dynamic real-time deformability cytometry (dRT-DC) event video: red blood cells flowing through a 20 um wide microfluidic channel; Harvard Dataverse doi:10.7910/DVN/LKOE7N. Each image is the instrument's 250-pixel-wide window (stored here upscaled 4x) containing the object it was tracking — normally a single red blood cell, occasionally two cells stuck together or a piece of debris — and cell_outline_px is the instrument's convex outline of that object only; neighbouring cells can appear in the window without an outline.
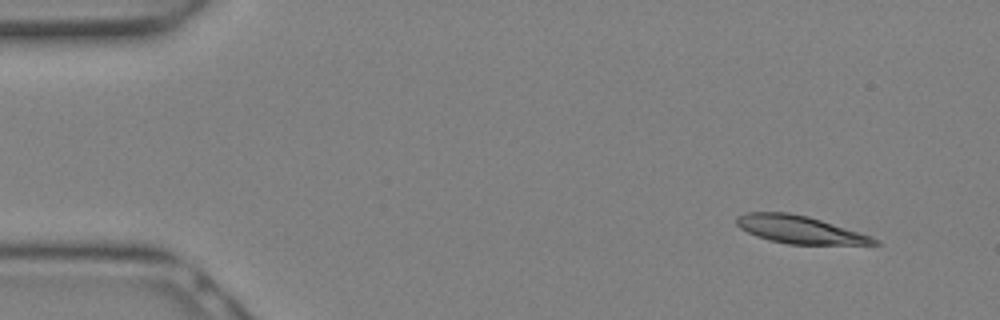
{"species": "Egyptian fruit bat (a non-hibernating species)", "species_latin": "Rousettus aegyptiacus", "temperature_condition": "warm", "stored_images_in_passage": 19, "camera_frame_rate_fps": 3000, "um_per_image_px": 0.085, "animal": {"sex": "female"}, "frame": {"image": 1, "passage_image": 1, "time_ms": 0.0, "image_size_px": [1000, 320], "cell_outline_px": [[880, 244], [788, 244], [768, 240], [756, 236], [740, 228], [736, 224], [736, 216], [744, 212], [788, 212], [808, 216], [872, 236], [880, 240]], "centroid_in_image_um": [67.94, 19.51], "position_along_channel_um": 17.1, "area_um2": 22.2}}
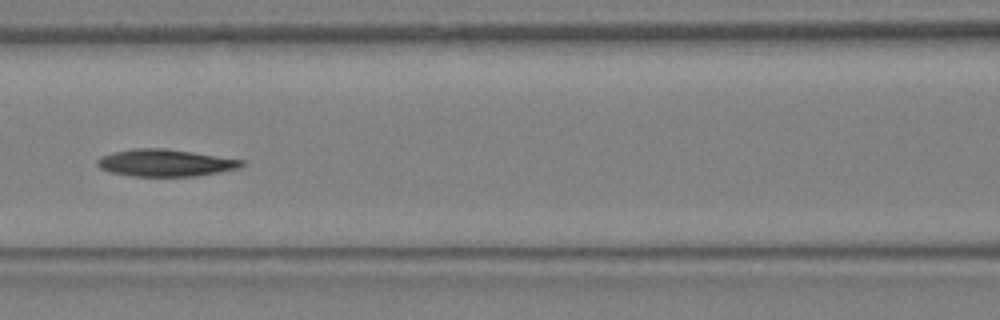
{"frame": {"image": 2, "passage_image": 11, "time_ms": 3.333, "image_size_px": [1000, 320], "cell_outline_px": [[248, 164], [240, 168], [196, 176], [132, 176], [108, 172], [100, 168], [96, 164], [96, 160], [100, 156], [112, 152], [132, 148], [164, 148], [192, 152], [244, 160]], "centroid_in_image_um": [14.03, 13.84], "position_along_channel_um": 152.6, "area_um2": 23.0}}
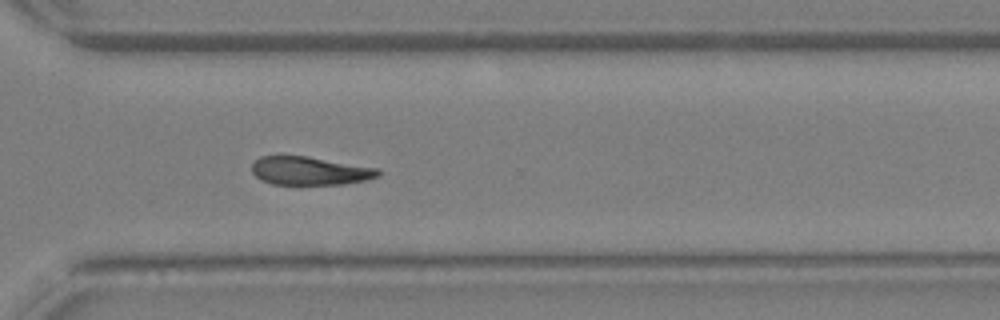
{"frame": {"image": 3, "passage_image": 19, "time_ms": 6.0, "image_size_px": [1000, 320], "cell_outline_px": [[384, 172], [380, 176], [364, 180], [340, 184], [272, 184], [260, 180], [252, 172], [252, 164], [260, 156], [308, 156], [380, 168]], "centroid_in_image_um": [26.38, 14.51], "position_along_channel_um": 344.2, "area_um2": 20.98}}